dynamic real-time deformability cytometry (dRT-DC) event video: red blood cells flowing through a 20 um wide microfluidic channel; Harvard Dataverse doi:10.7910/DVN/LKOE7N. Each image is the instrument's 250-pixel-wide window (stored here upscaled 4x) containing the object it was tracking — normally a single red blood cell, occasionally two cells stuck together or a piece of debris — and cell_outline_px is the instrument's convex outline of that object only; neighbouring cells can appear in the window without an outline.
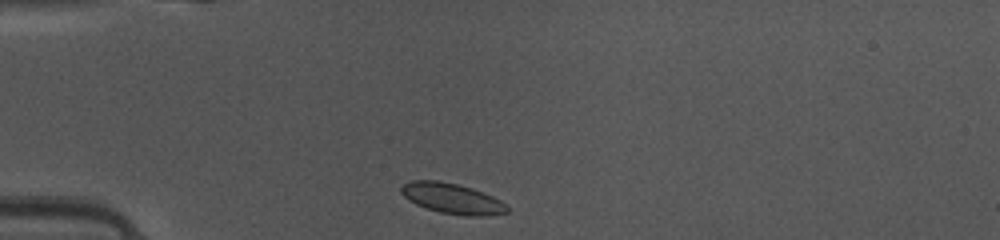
{"species": "common noctule bat (a hibernating species)", "species_latin": "Nyctalus noctula", "temperature_condition": "warm", "stored_images_in_passage": 36, "camera_frame_rate_fps": 3000, "um_per_image_px": 0.085, "animal": {"sex": "female", "body_mass_g": 10.0, "forearm_length_mm": 53.1}, "frame": {"image": 1, "passage_image": 1, "time_ms": 0.0, "image_size_px": [1000, 240], "cell_outline_px": [[508, 212], [488, 216], [464, 216], [440, 212], [416, 204], [408, 200], [400, 192], [400, 188], [404, 184], [412, 180], [440, 180], [472, 188], [492, 196], [508, 204]], "centroid_in_image_um": [38.45, 16.87], "position_along_channel_um": 46.5, "area_um2": 18.84}}
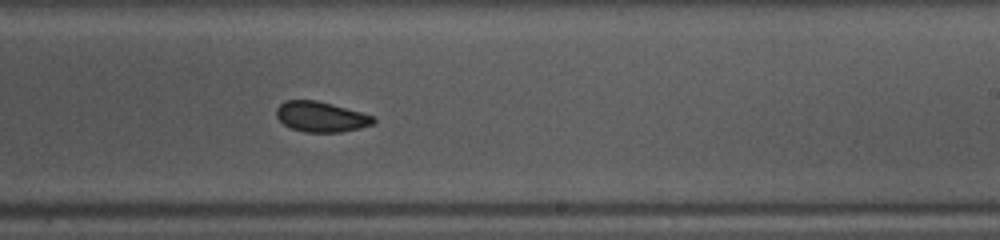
{"frame": {"image": 2, "passage_image": 18, "time_ms": 5.667, "image_size_px": [1000, 240], "cell_outline_px": [[376, 120], [372, 124], [360, 128], [340, 132], [304, 132], [292, 128], [284, 124], [276, 116], [276, 108], [284, 100], [316, 100], [332, 104], [360, 112], [372, 116]], "centroid_in_image_um": [27.25, 9.92], "position_along_channel_um": 261.7, "area_um2": 16.99}}
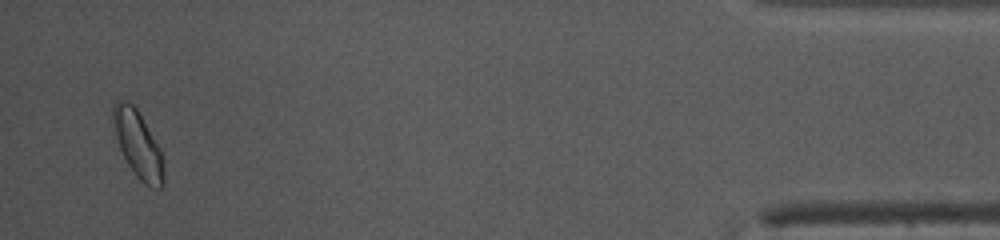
{"frame": {"image": 3, "passage_image": 35, "time_ms": 11.333, "image_size_px": [1000, 240], "cell_outline_px": [[164, 188], [148, 188], [136, 176], [128, 164], [120, 148], [116, 136], [112, 120], [112, 108], [116, 100], [124, 100], [132, 104], [140, 112], [160, 148], [164, 176]], "centroid_in_image_um": [11.73, 12.28], "position_along_channel_um": 423.5, "area_um2": 19.77}, "authors_computed_cell_mechanics": {"area_um2": 17.8602, "velocity_mm_per_s": 4.1264, "shape_relaxation_time_tau1_ms": 2.369, "shape_relaxation_time_tau2_ms": 0.9848, "deformation_change_tau1": 0.0717, "deformation_change_tau2": 0.0493}}